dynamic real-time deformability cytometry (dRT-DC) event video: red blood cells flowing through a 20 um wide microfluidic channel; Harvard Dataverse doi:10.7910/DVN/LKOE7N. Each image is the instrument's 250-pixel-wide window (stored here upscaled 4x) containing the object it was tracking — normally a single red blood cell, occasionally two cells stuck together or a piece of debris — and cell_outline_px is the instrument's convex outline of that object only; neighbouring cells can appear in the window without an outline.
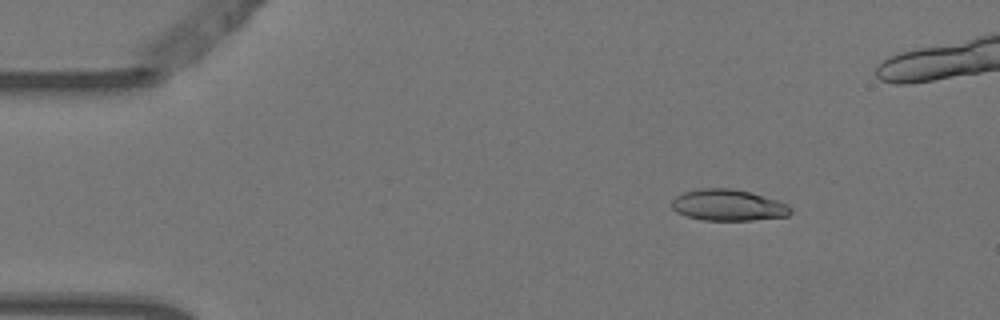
{"species": "Egyptian fruit bat (a non-hibernating species)", "species_latin": "Rousettus aegyptiacus", "temperature_condition": "warm", "stored_images_in_passage": 7, "camera_frame_rate_fps": 3000, "um_per_image_px": 0.085, "animal": {"sex": "female"}, "frame": {"image": 1, "passage_image": 3, "time_ms": 0.667, "image_size_px": [1000, 320], "cell_outline_px": [[792, 212], [788, 216], [752, 220], [704, 220], [684, 216], [676, 212], [672, 208], [672, 200], [676, 196], [684, 192], [700, 188], [732, 188], [752, 192], [788, 204], [792, 208]], "centroid_in_image_um": [61.9, 17.43], "position_along_channel_um": 23.1, "area_um2": 21.85}}
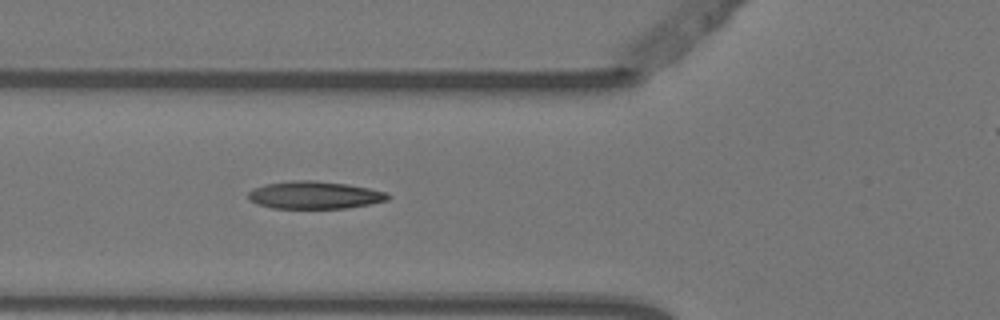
{"frame": {"image": 2, "passage_image": 6, "time_ms": 1.667, "image_size_px": [1000, 320], "cell_outline_px": [[392, 196], [388, 200], [372, 204], [348, 208], [272, 208], [248, 200], [248, 192], [252, 188], [264, 184], [292, 180], [316, 180], [348, 184], [388, 192]], "centroid_in_image_um": [26.76, 16.57], "position_along_channel_um": 99.0, "area_um2": 22.72}}